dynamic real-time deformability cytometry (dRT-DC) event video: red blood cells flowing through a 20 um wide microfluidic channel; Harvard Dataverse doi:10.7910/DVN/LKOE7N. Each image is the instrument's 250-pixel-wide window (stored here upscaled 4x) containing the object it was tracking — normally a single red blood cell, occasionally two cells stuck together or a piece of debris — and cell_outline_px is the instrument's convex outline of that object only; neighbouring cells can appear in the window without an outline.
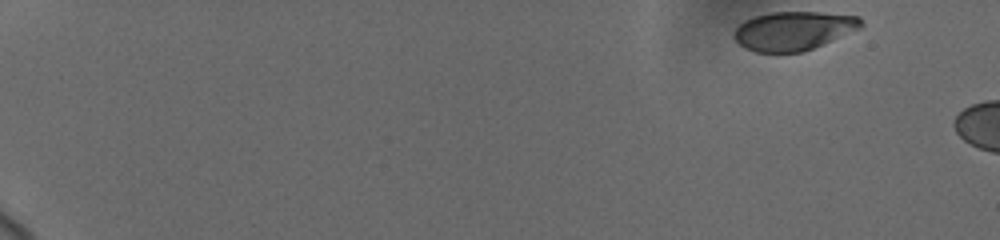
{"species": "human", "species_latin": "Homo sapiens", "temperature_condition": "cold", "stored_images_in_passage": 8, "camera_frame_rate_fps": 3000, "um_per_image_px": 0.085, "donor": {"sex": "female"}, "frame": {"image": 1, "passage_image": 1, "time_ms": 0.0, "image_size_px": [1000, 240], "cell_outline_px": [[864, 24], [860, 28], [812, 48], [800, 52], [756, 52], [744, 48], [732, 36], [736, 28], [744, 20], [756, 16], [772, 12], [820, 12], [860, 16], [864, 20]], "centroid_in_image_um": [67.45, 2.6], "position_along_channel_um": 17.6, "area_um2": 28.55}}